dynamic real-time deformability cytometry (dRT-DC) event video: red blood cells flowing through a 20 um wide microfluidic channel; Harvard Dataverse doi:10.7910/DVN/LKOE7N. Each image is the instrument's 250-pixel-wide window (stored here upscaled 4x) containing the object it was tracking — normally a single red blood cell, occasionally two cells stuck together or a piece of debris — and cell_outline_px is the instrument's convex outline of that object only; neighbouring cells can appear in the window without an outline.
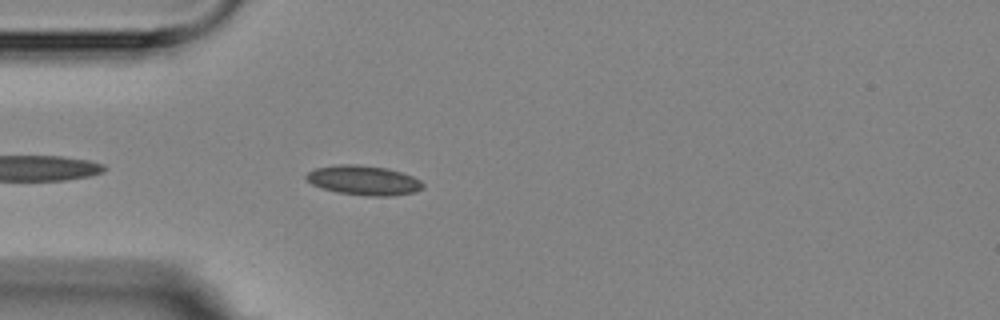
{"species": "Egyptian fruit bat (a non-hibernating species)", "species_latin": "Rousettus aegyptiacus", "temperature_condition": "room temperature", "stored_images_in_passage": 4, "camera_frame_rate_fps": 3000, "um_per_image_px": 0.085, "animal": {"sex": "female"}, "frame": {"image": 1, "passage_image": 4, "time_ms": 3.667, "image_size_px": [1000, 320], "cell_outline_px": [[424, 188], [416, 192], [388, 196], [368, 196], [336, 192], [312, 184], [304, 176], [308, 172], [316, 168], [336, 164], [360, 164], [388, 168], [412, 176], [420, 180], [424, 184]], "centroid_in_image_um": [30.93, 15.32], "position_along_channel_um": 54.1, "area_um2": 20.17}}